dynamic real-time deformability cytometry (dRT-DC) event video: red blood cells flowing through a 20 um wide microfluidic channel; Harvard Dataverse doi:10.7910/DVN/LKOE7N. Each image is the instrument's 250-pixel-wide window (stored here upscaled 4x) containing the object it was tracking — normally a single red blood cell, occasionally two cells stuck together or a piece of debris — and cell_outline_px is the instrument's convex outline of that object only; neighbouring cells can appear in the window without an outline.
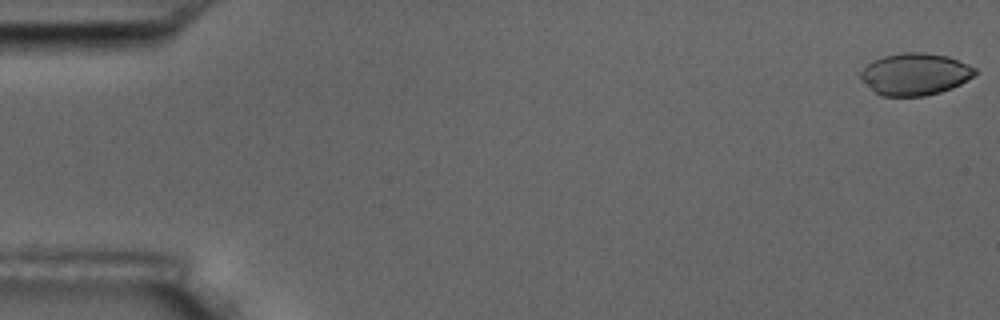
{"species": "common noctule bat (a hibernating species)", "species_latin": "Nyctalus noctula", "temperature_condition": "room temperature", "stored_images_in_passage": 56, "camera_frame_rate_fps": 3000, "um_per_image_px": 0.085, "animal": {"sex": "male", "body_mass_g": 17.5, "forearm_length_mm": 52.3}, "frame": {"image": 1, "passage_image": 1, "time_ms": 0.0, "image_size_px": [1000, 320], "cell_outline_px": [[976, 72], [972, 76], [960, 84], [952, 88], [940, 92], [924, 96], [880, 96], [860, 80], [860, 72], [868, 64], [884, 56], [904, 52], [924, 52], [948, 56], [968, 64], [976, 68]], "centroid_in_image_um": [77.77, 6.31], "position_along_channel_um": 7.2, "area_um2": 27.92}}
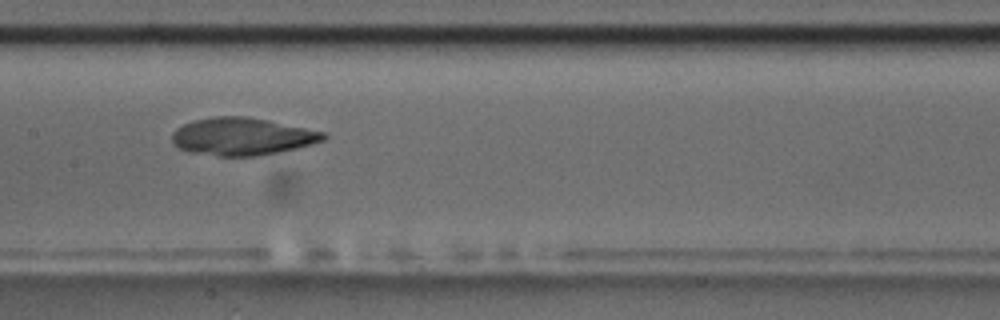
{"frame": {"image": 2, "passage_image": 28, "time_ms": 9.0, "image_size_px": [1000, 320], "cell_outline_px": [[328, 136], [324, 140], [312, 144], [296, 148], [256, 156], [216, 156], [188, 152], [172, 144], [172, 132], [176, 128], [192, 120], [212, 116], [244, 116], [268, 120], [328, 132]], "centroid_in_image_um": [20.57, 11.59], "position_along_channel_um": 186.8, "area_um2": 33.41}}
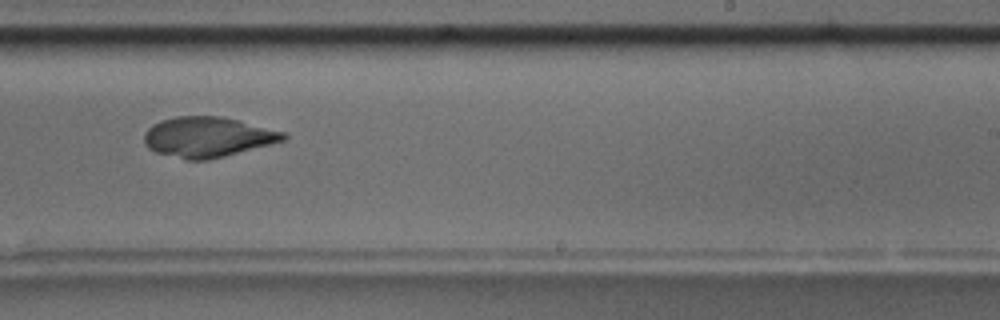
{"frame": {"image": 3, "passage_image": 35, "time_ms": 11.333, "image_size_px": [1000, 320], "cell_outline_px": [[288, 136], [284, 140], [224, 156], [208, 160], [188, 160], [156, 152], [148, 148], [144, 144], [144, 132], [152, 124], [160, 120], [176, 116], [220, 116], [288, 132]], "centroid_in_image_um": [17.63, 11.64], "position_along_channel_um": 271.4, "area_um2": 32.6}}